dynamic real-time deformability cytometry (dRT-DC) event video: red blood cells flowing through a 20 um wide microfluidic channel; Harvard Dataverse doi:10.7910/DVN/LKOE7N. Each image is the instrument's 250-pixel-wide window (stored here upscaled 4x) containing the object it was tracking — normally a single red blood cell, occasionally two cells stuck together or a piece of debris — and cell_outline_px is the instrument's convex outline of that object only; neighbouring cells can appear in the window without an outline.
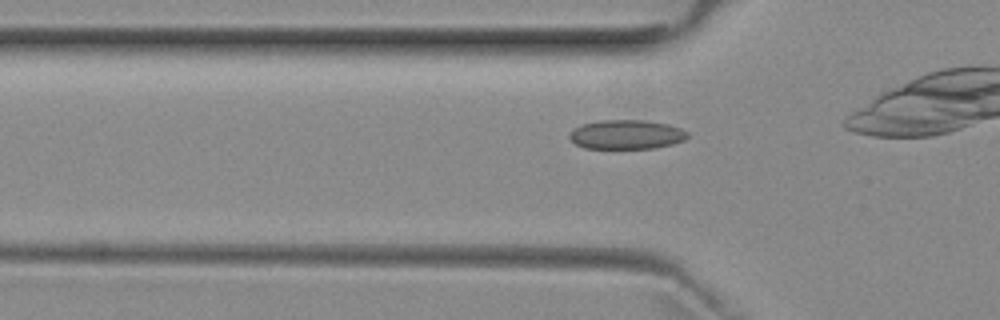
{"species": "common noctule bat (a hibernating species)", "species_latin": "Nyctalus noctula", "temperature_condition": "room temperature", "stored_images_in_passage": 6, "camera_frame_rate_fps": 3000, "um_per_image_px": 0.085, "animal": {"sex": "female", "body_mass_g": 29.2, "forearm_length_mm": 56.3}, "frame": {"image": 1, "passage_image": 6, "time_ms": 6.667, "image_size_px": [1000, 320], "cell_outline_px": [[688, 136], [684, 140], [672, 144], [656, 148], [584, 148], [576, 144], [568, 136], [572, 128], [580, 124], [600, 120], [644, 120], [668, 124], [680, 128], [688, 132]], "centroid_in_image_um": [53.22, 11.42], "position_along_channel_um": 72.6, "area_um2": 20.23}}